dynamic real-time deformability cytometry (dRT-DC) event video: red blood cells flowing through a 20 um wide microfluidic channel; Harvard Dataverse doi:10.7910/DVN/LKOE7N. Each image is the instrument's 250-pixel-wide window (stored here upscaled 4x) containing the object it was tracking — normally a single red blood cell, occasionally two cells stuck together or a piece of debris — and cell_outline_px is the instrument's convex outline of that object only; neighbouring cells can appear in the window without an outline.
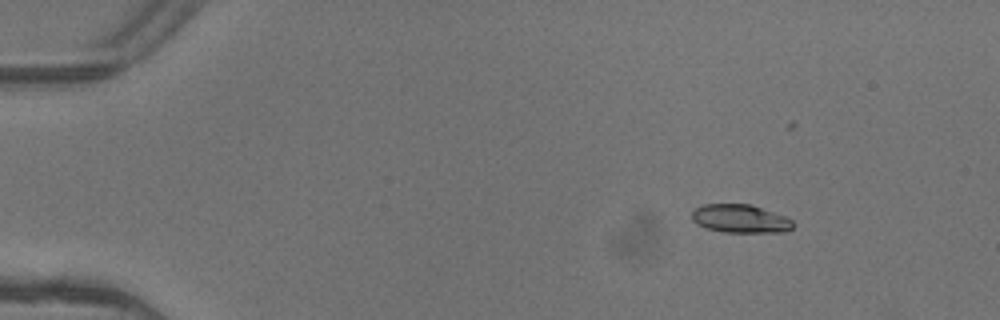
{"species": "common noctule bat (a hibernating species)", "species_latin": "Nyctalus noctula", "temperature_condition": "warm", "stored_images_in_passage": 7, "camera_frame_rate_fps": 3000, "um_per_image_px": 0.085, "animal": {"sex": "female"}, "frame": {"image": 1, "passage_image": 3, "time_ms": 0.667, "image_size_px": [1000, 320], "cell_outline_px": [[796, 224], [792, 228], [784, 232], [724, 232], [704, 228], [696, 224], [692, 220], [692, 212], [696, 208], [704, 204], [752, 204], [784, 216], [792, 220]], "centroid_in_image_um": [62.92, 18.59], "position_along_channel_um": 22.1, "area_um2": 16.82}}
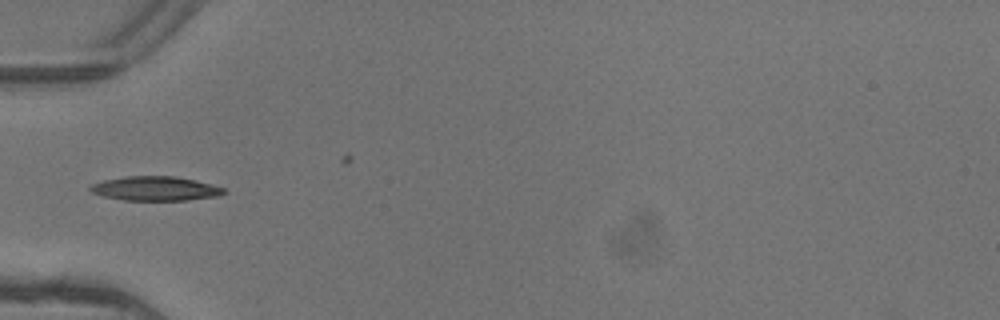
{"frame": {"image": 2, "passage_image": 6, "time_ms": 1.667, "image_size_px": [1000, 320], "cell_outline_px": [[224, 192], [220, 196], [188, 200], [124, 200], [104, 196], [92, 192], [88, 188], [92, 184], [104, 180], [124, 176], [176, 176], [196, 180], [212, 184], [224, 188]], "centroid_in_image_um": [13.22, 16.02], "position_along_channel_um": 71.8, "area_um2": 18.9}}
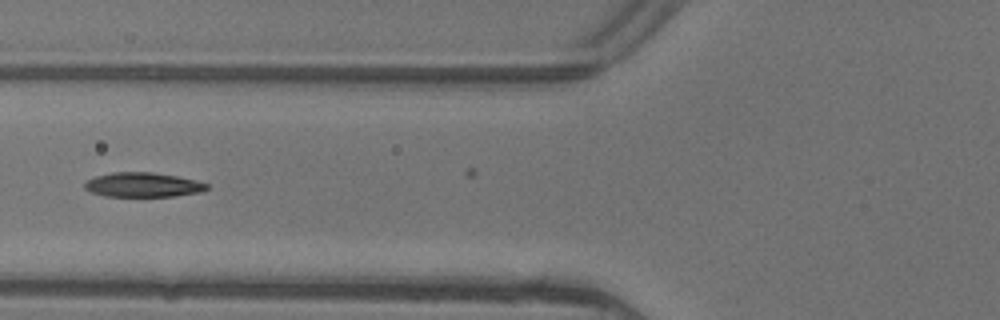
{"frame": {"image": 3, "passage_image": 7, "time_ms": 2.0, "image_size_px": [1000, 320], "cell_outline_px": [[208, 188], [200, 192], [176, 196], [104, 196], [92, 192], [84, 188], [84, 184], [88, 180], [96, 176], [112, 172], [152, 172], [176, 176], [196, 180], [208, 184]], "centroid_in_image_um": [12.15, 15.7], "position_along_channel_um": 113.6, "area_um2": 17.34}}